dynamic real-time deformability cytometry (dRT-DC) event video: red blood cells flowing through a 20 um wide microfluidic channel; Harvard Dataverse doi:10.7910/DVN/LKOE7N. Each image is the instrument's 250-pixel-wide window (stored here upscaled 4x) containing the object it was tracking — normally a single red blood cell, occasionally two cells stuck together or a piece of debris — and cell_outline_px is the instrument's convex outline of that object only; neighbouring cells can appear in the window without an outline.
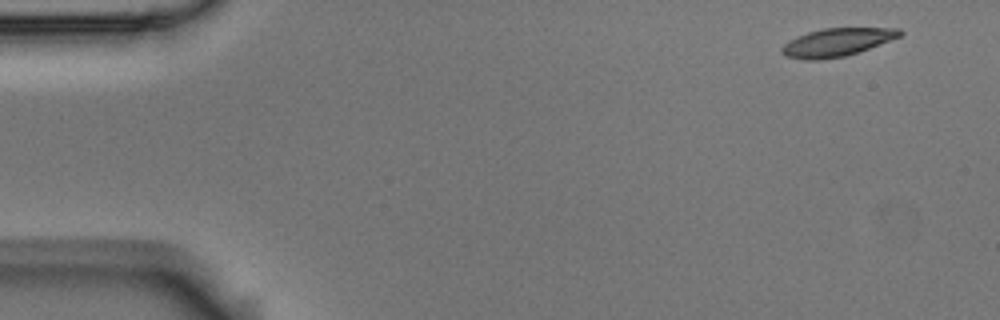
{"species": "Egyptian fruit bat (a non-hibernating species)", "species_latin": "Rousettus aegyptiacus", "temperature_condition": "room temperature", "stored_images_in_passage": 4, "camera_frame_rate_fps": 3000, "um_per_image_px": 0.085, "animal": {"sex": "male"}, "frame": {"image": 1, "passage_image": 1, "time_ms": 0.0, "image_size_px": [1000, 320], "cell_outline_px": [[904, 32], [900, 36], [860, 52], [844, 56], [816, 60], [804, 60], [788, 56], [780, 52], [780, 48], [784, 44], [796, 36], [808, 32], [824, 28], [900, 28]], "centroid_in_image_um": [71.13, 3.59], "position_along_channel_um": 13.9, "area_um2": 19.25}}